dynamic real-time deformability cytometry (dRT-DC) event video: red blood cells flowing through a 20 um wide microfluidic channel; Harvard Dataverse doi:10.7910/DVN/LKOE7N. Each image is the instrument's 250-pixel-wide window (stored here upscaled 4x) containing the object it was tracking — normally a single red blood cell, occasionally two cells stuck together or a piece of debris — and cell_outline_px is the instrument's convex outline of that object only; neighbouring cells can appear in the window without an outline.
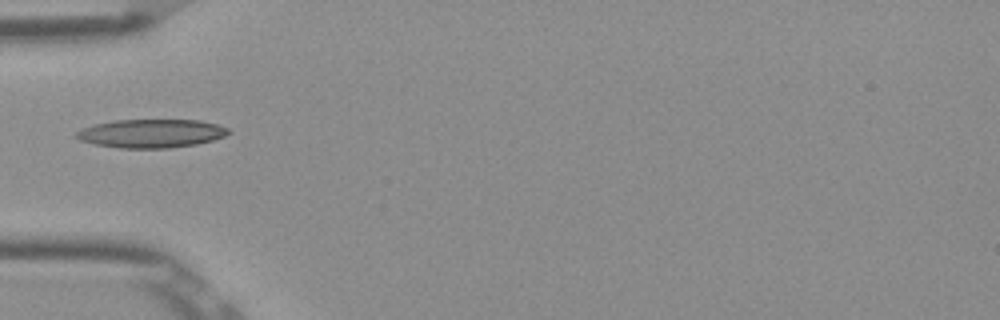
{"species": "Egyptian fruit bat (a non-hibernating species)", "species_latin": "Rousettus aegyptiacus", "temperature_condition": "room temperature", "stored_images_in_passage": 36, "camera_frame_rate_fps": 3000, "um_per_image_px": 0.085, "frame": {"image": 1, "passage_image": 1, "time_ms": 0.0, "image_size_px": [1000, 320], "cell_outline_px": [[232, 132], [224, 136], [212, 140], [196, 144], [168, 148], [120, 148], [96, 144], [80, 140], [76, 136], [76, 132], [80, 128], [112, 120], [200, 120], [216, 124], [228, 128]], "centroid_in_image_um": [12.86, 11.33], "position_along_channel_um": 72.1, "area_um2": 25.2}}
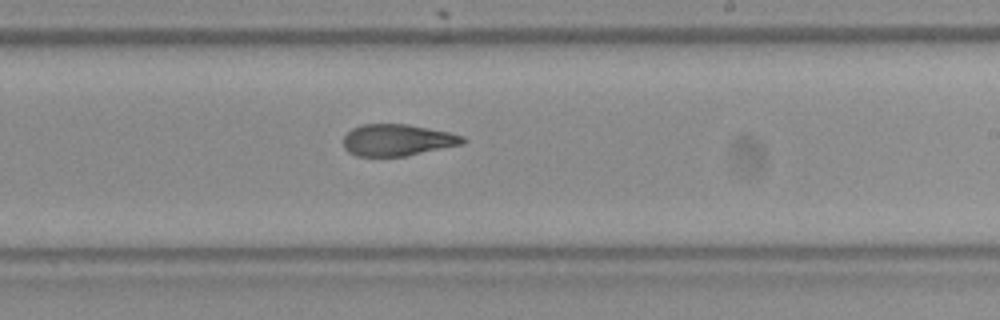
{"frame": {"image": 2, "passage_image": 15, "time_ms": 4.667, "image_size_px": [1000, 320], "cell_outline_px": [[468, 140], [464, 144], [404, 156], [356, 156], [348, 152], [344, 148], [344, 136], [352, 128], [364, 124], [408, 124], [448, 132], [464, 136]], "centroid_in_image_um": [33.79, 11.9], "position_along_channel_um": 255.2, "area_um2": 22.02}}
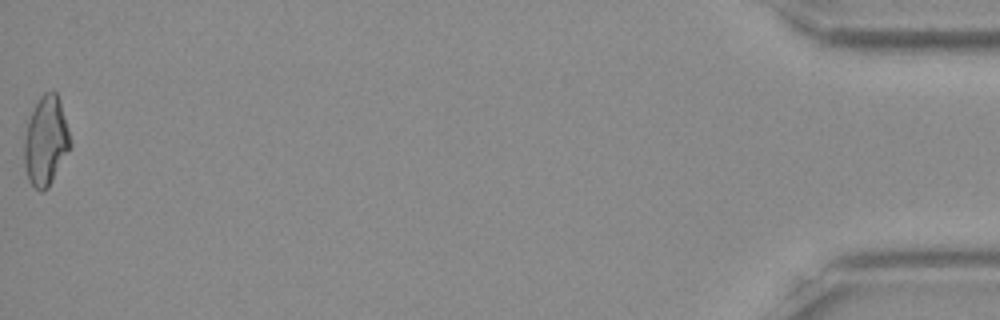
{"frame": {"image": 3, "passage_image": 36, "time_ms": 11.667, "image_size_px": [1000, 320], "cell_outline_px": [[72, 144], [48, 188], [44, 192], [40, 192], [28, 180], [24, 164], [24, 140], [28, 124], [32, 112], [40, 96], [44, 92], [56, 92], [60, 100], [68, 128]], "centroid_in_image_um": [3.9, 12.0], "position_along_channel_um": 431.3, "area_um2": 23.7}, "authors_computed_cell_mechanics": {"area_um2": 23.0044, "velocity_mm_per_s": 3.9001, "shape_relaxation_time_tau1_ms": null, "shape_relaxation_time_tau2_ms": 3.0779, "deformation_change_tau1": null, "deformation_change_tau2": 0.1034}}